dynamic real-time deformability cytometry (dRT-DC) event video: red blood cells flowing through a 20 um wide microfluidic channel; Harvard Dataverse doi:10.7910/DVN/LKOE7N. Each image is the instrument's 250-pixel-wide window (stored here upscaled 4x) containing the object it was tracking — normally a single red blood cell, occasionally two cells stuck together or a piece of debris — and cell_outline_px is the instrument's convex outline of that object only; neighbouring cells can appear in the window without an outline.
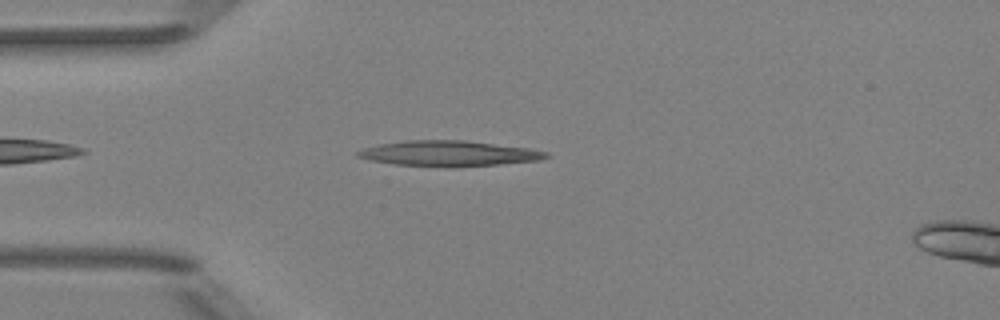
{"species": "Egyptian fruit bat (a non-hibernating species)", "species_latin": "Rousettus aegyptiacus", "temperature_condition": "room temperature", "stored_images_in_passage": 34, "camera_frame_rate_fps": 3000, "um_per_image_px": 0.085, "animal": {"sex": "female"}, "frame": {"image": 1, "passage_image": 3, "time_ms": 0.667, "image_size_px": [1000, 320], "cell_outline_px": [[552, 156], [540, 160], [500, 164], [448, 168], [444, 168], [396, 164], [368, 160], [356, 156], [356, 152], [364, 148], [380, 144], [408, 140], [464, 140], [528, 148], [548, 152]], "centroid_in_image_um": [38.16, 13.06], "position_along_channel_um": 46.8, "area_um2": 28.15}}
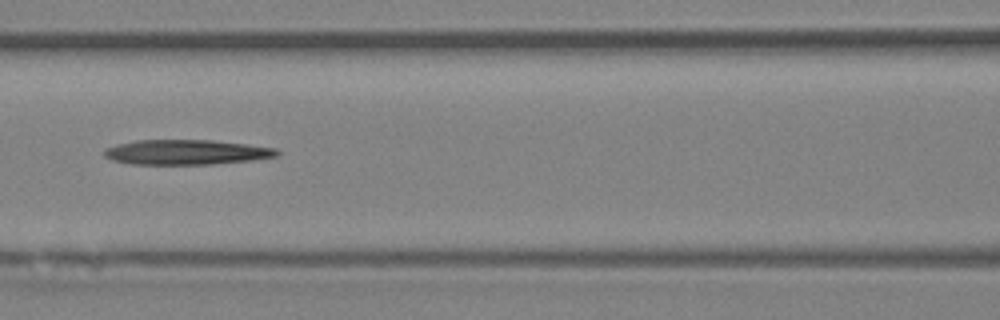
{"frame": {"image": 2, "passage_image": 12, "time_ms": 3.667, "image_size_px": [1000, 320], "cell_outline_px": [[280, 152], [276, 156], [252, 160], [212, 164], [132, 164], [112, 160], [104, 156], [104, 148], [136, 140], [212, 140], [276, 148]], "centroid_in_image_um": [15.82, 12.93], "position_along_channel_um": 150.8, "area_um2": 24.91}}
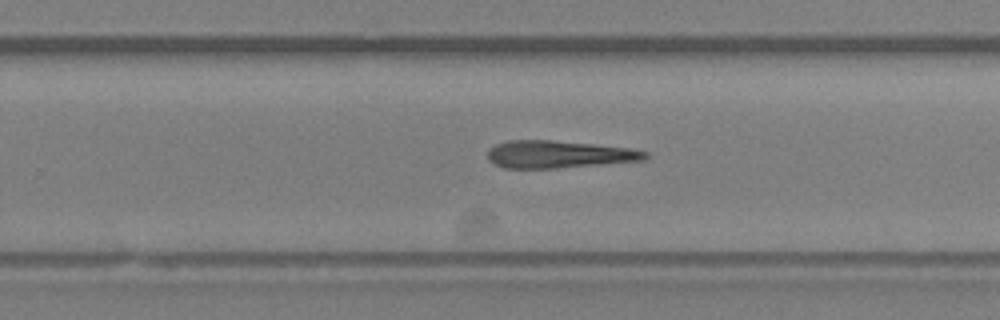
{"frame": {"image": 3, "passage_image": 22, "time_ms": 7.0, "image_size_px": [1000, 320], "cell_outline_px": [[648, 156], [644, 160], [556, 168], [504, 168], [488, 160], [488, 148], [496, 144], [508, 140], [552, 140], [592, 144], [628, 148], [648, 152]], "centroid_in_image_um": [47.44, 13.11], "position_along_channel_um": 282.4, "area_um2": 24.97}}